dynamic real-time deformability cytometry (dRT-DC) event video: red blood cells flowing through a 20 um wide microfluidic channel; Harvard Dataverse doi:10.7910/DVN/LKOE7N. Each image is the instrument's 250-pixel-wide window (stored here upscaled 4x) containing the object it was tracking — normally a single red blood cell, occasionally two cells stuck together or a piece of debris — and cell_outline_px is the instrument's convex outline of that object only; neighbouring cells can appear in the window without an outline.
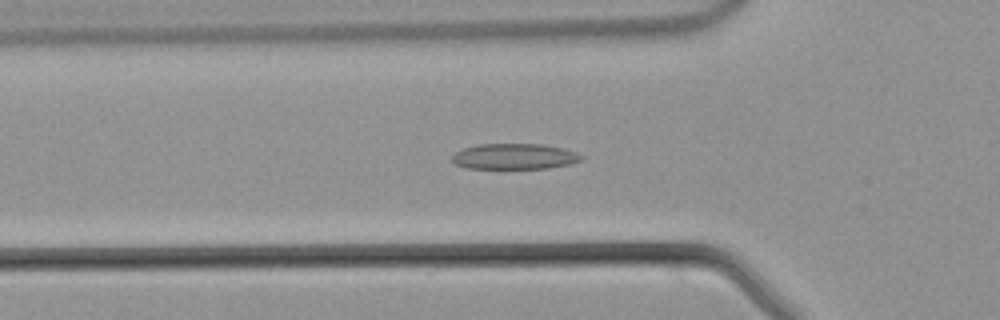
{"species": "common noctule bat (a hibernating species)", "species_latin": "Nyctalus noctula", "temperature_condition": "warm", "stored_images_in_passage": 43, "camera_frame_rate_fps": 3000, "um_per_image_px": 0.085, "animal": {"sex": "male", "body_mass_g": 21.5, "forearm_length_mm": 52.0}, "frame": {"image": 1, "passage_image": 13, "time_ms": 4.0, "image_size_px": [1000, 320], "cell_outline_px": [[584, 160], [572, 164], [548, 168], [464, 168], [452, 164], [452, 156], [456, 152], [464, 148], [480, 144], [540, 144], [560, 148], [576, 152], [584, 156]], "centroid_in_image_um": [43.73, 13.31], "position_along_channel_um": 82.1, "area_um2": 19.42}}
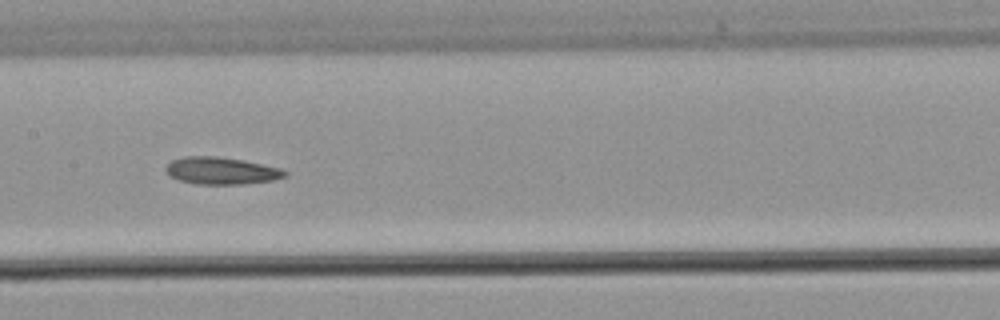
{"frame": {"image": 2, "passage_image": 20, "time_ms": 6.333, "image_size_px": [1000, 320], "cell_outline_px": [[288, 176], [272, 180], [244, 184], [196, 184], [180, 180], [168, 176], [164, 168], [172, 160], [184, 156], [216, 156], [240, 160], [280, 168], [288, 172]], "centroid_in_image_um": [18.78, 14.52], "position_along_channel_um": 188.6, "area_um2": 18.79}}
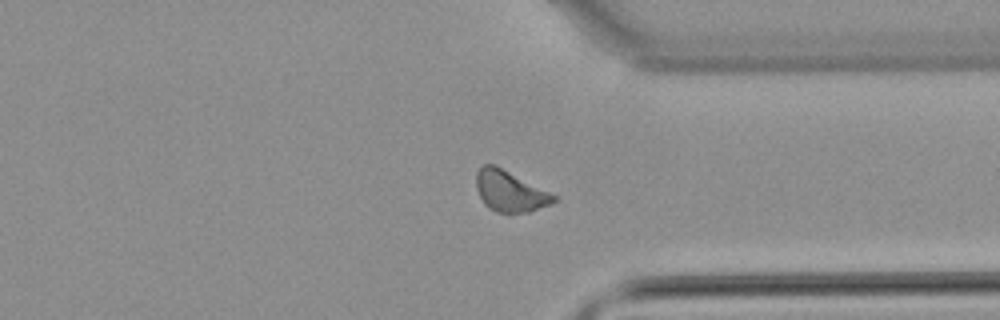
{"frame": {"image": 3, "passage_image": 32, "time_ms": 10.333, "image_size_px": [1000, 320], "cell_outline_px": [[560, 200], [552, 204], [528, 212], [496, 212], [488, 208], [484, 204], [476, 188], [476, 172], [484, 164], [496, 164], [560, 196]], "centroid_in_image_um": [43.41, 16.24], "position_along_channel_um": 368.0, "area_um2": 19.02}}